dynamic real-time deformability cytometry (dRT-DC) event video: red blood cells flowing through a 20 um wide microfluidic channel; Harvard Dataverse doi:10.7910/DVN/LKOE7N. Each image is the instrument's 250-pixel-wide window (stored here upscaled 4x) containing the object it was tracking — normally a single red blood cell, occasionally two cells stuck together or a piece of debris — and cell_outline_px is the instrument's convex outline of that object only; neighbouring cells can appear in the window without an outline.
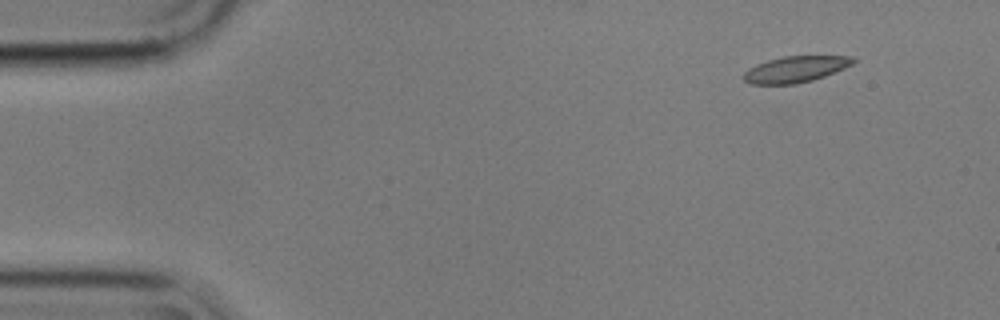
{"species": "common noctule bat (a hibernating species)", "species_latin": "Nyctalus noctula", "temperature_condition": "cold", "stored_images_in_passage": 9, "camera_frame_rate_fps": 3000, "um_per_image_px": 0.085, "animal": {"sex": "male", "body_mass_g": 17.9}, "frame": {"image": 1, "passage_image": 1, "time_ms": 0.0, "image_size_px": [1000, 320], "cell_outline_px": [[856, 60], [852, 64], [844, 68], [824, 76], [812, 80], [796, 84], [748, 84], [744, 80], [744, 72], [748, 68], [756, 64], [768, 60], [784, 56], [852, 56]], "centroid_in_image_um": [67.59, 5.89], "position_along_channel_um": 17.4, "area_um2": 16.65}}